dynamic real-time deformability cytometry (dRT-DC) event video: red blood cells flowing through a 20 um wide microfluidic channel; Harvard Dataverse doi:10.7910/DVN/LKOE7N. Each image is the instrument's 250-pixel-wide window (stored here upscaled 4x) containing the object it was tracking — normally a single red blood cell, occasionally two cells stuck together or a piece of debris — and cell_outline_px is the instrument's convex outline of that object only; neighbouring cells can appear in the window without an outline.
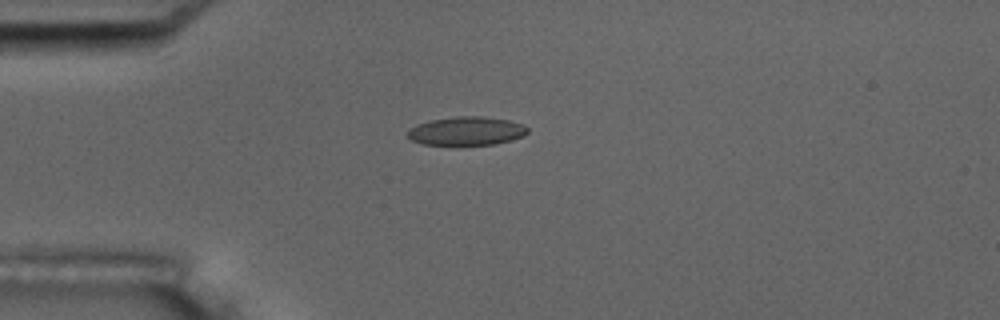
{"species": "common noctule bat (a hibernating species)", "species_latin": "Nyctalus noctula", "temperature_condition": "room temperature", "stored_images_in_passage": 4, "camera_frame_rate_fps": 3000, "um_per_image_px": 0.085, "animal": {"sex": "male", "body_mass_g": 17.5, "forearm_length_mm": 52.3}, "frame": {"image": 1, "passage_image": 4, "time_ms": 4.333, "image_size_px": [1000, 320], "cell_outline_px": [[528, 132], [524, 136], [512, 140], [492, 144], [460, 148], [420, 144], [412, 140], [408, 136], [408, 128], [416, 124], [432, 120], [456, 116], [484, 116], [508, 120], [524, 124], [528, 128]], "centroid_in_image_um": [39.63, 11.18], "position_along_channel_um": 45.4, "area_um2": 20.98}}